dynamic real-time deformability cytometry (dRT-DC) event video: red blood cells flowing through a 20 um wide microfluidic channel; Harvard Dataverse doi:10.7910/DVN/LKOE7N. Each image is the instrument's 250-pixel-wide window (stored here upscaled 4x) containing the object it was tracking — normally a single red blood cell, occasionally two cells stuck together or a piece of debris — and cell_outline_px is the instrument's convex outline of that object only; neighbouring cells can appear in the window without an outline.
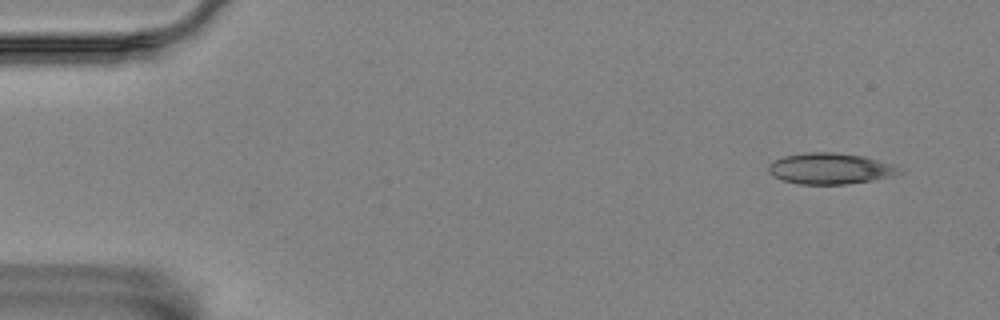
{"species": "Egyptian fruit bat (a non-hibernating species)", "species_latin": "Rousettus aegyptiacus", "temperature_condition": "room temperature", "stored_images_in_passage": 6, "camera_frame_rate_fps": 3000, "um_per_image_px": 0.085, "animal": {"sex": "female"}, "frame": {"image": 1, "passage_image": 2, "time_ms": 0.333, "image_size_px": [1000, 320], "cell_outline_px": [[904, 172], [892, 176], [872, 180], [844, 184], [800, 184], [784, 180], [772, 176], [768, 172], [768, 164], [772, 160], [784, 156], [804, 152], [832, 152], [864, 156], [896, 164], [904, 168]], "centroid_in_image_um": [70.6, 14.31], "position_along_channel_um": 14.4, "area_um2": 24.04}}
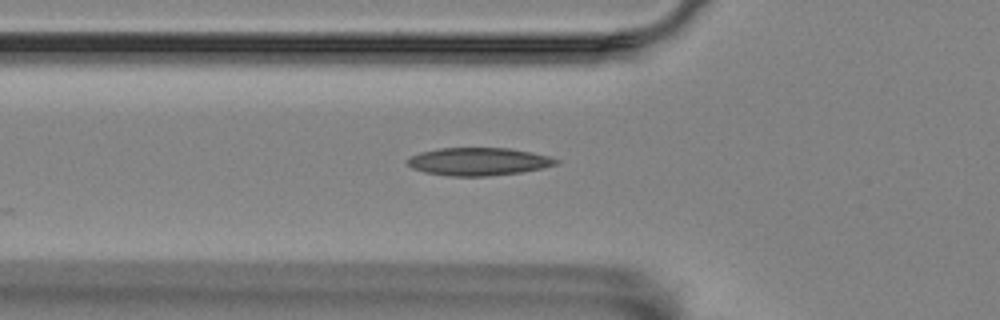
{"frame": {"image": 2, "passage_image": 6, "time_ms": 1.667, "image_size_px": [1000, 320], "cell_outline_px": [[560, 160], [556, 164], [540, 168], [520, 172], [488, 176], [448, 176], [424, 172], [412, 168], [408, 164], [408, 160], [412, 156], [420, 152], [440, 148], [508, 148], [548, 156]], "centroid_in_image_um": [40.64, 13.73], "position_along_channel_um": 85.2, "area_um2": 23.76}}